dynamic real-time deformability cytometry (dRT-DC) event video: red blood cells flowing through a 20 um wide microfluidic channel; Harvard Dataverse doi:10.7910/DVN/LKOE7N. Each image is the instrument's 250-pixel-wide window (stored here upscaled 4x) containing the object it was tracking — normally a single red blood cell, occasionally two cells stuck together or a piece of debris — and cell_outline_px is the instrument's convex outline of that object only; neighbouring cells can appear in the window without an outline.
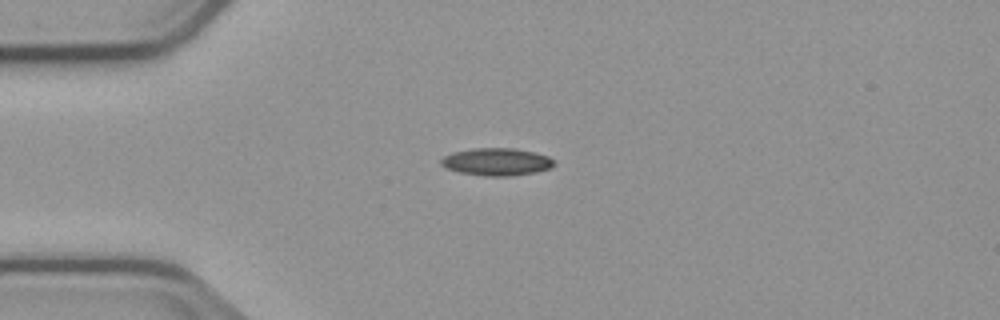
{"species": "common noctule bat (a hibernating species)", "species_latin": "Nyctalus noctula", "temperature_condition": "cold", "stored_images_in_passage": 4, "camera_frame_rate_fps": 3000, "um_per_image_px": 0.085, "animal": {"sex": "male", "body_mass_g": 23.1, "forearm_length_mm": 52.7}, "frame": {"image": 1, "passage_image": 1, "time_ms": 0.0, "image_size_px": [1000, 320], "cell_outline_px": [[556, 164], [552, 168], [536, 172], [512, 176], [484, 176], [460, 172], [444, 168], [440, 164], [440, 160], [444, 156], [452, 152], [472, 148], [516, 148], [548, 156], [556, 160]], "centroid_in_image_um": [42.23, 13.75], "position_along_channel_um": 42.8, "area_um2": 18.38}}
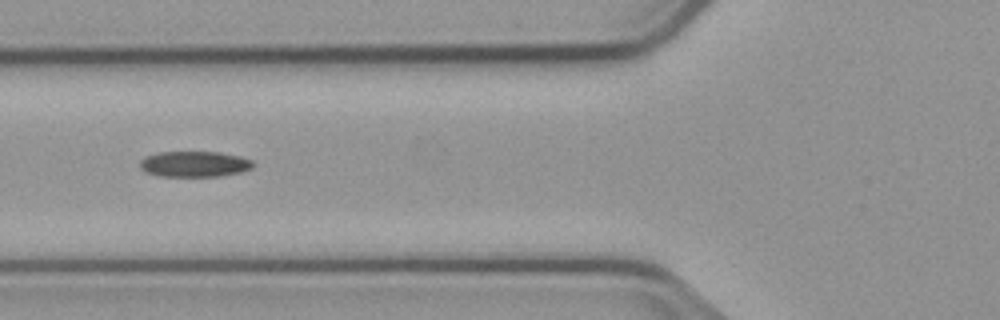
{"frame": {"image": 2, "passage_image": 3, "time_ms": 2.333, "image_size_px": [1000, 320], "cell_outline_px": [[256, 164], [252, 168], [240, 172], [220, 176], [160, 176], [144, 172], [140, 168], [140, 160], [148, 156], [160, 152], [220, 152], [240, 156], [252, 160]], "centroid_in_image_um": [16.55, 13.94], "position_along_channel_um": 109.2, "area_um2": 16.99}}
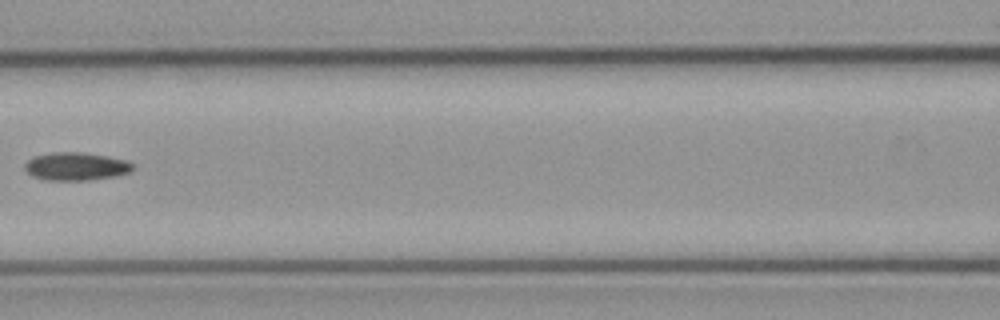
{"frame": {"image": 3, "passage_image": 4, "time_ms": 3.667, "image_size_px": [1000, 320], "cell_outline_px": [[132, 172], [116, 176], [88, 180], [48, 180], [32, 176], [24, 168], [24, 164], [28, 160], [36, 156], [56, 152], [80, 152], [108, 156], [128, 160], [132, 164]], "centroid_in_image_um": [6.49, 14.14], "position_along_channel_um": 160.1, "area_um2": 17.57}}